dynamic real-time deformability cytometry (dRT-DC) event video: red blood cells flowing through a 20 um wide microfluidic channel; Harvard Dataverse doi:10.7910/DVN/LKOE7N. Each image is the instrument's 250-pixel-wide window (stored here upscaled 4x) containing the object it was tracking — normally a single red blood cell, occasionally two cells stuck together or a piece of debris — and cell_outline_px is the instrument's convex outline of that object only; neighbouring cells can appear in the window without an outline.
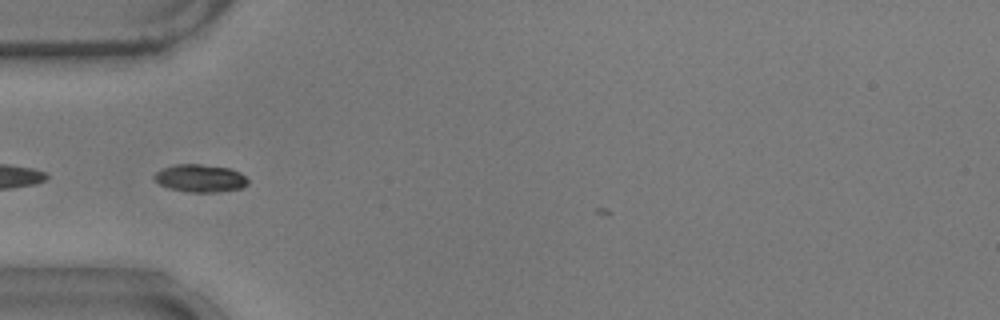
{"species": "common noctule bat (a hibernating species)", "species_latin": "Nyctalus noctula", "temperature_condition": "warm", "stored_images_in_passage": 7, "camera_frame_rate_fps": 3000, "um_per_image_px": 0.085, "animal": {"sex": "male", "body_mass_g": 17.9}, "frame": {"image": 1, "passage_image": 4, "time_ms": 1.0, "image_size_px": [1000, 320], "cell_outline_px": [[248, 184], [240, 188], [216, 192], [188, 192], [168, 188], [160, 184], [152, 176], [156, 172], [164, 168], [176, 164], [200, 164], [232, 168], [240, 172], [248, 180]], "centroid_in_image_um": [17.02, 15.14], "position_along_channel_um": 68.0, "area_um2": 15.09}}